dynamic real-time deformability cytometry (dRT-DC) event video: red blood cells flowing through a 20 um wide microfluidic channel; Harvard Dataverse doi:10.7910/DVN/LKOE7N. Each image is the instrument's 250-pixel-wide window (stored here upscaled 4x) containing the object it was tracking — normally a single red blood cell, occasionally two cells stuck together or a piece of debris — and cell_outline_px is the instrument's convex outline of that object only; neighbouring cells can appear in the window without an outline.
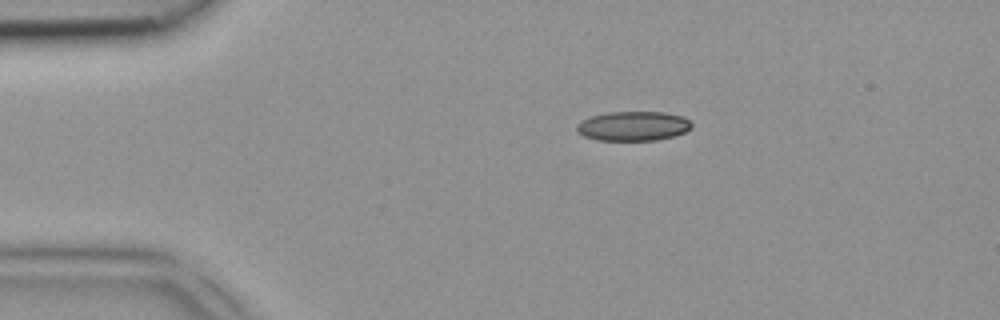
{"species": "common noctule bat (a hibernating species)", "species_latin": "Nyctalus noctula", "temperature_condition": "room temperature", "stored_images_in_passage": 2, "camera_frame_rate_fps": 3000, "um_per_image_px": 0.085, "animal": {"sex": "female", "body_mass_g": 18.4}, "frame": {"image": 1, "passage_image": 1, "time_ms": 0.0, "image_size_px": [1000, 320], "cell_outline_px": [[692, 128], [684, 132], [672, 136], [656, 140], [596, 140], [584, 136], [576, 132], [576, 124], [580, 120], [592, 116], [608, 112], [664, 112], [684, 116], [692, 124]], "centroid_in_image_um": [53.79, 10.71], "position_along_channel_um": 31.2, "area_um2": 19.83}}